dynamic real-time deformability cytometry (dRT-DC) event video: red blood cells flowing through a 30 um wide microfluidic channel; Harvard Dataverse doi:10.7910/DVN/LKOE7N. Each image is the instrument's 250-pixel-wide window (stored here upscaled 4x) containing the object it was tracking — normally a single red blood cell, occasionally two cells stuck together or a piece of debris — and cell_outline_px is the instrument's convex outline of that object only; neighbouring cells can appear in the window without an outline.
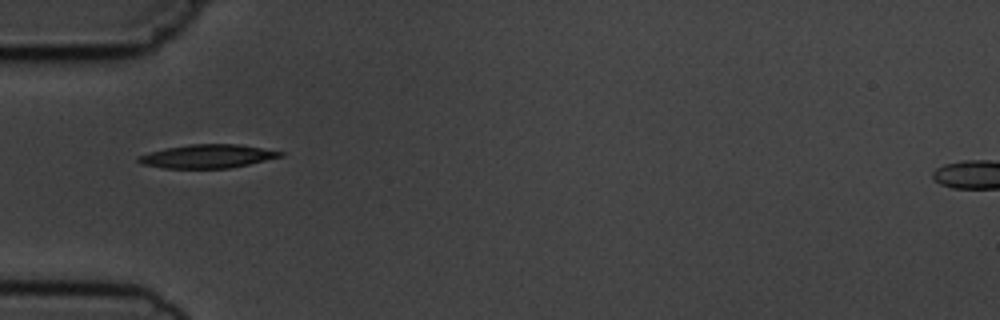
{"species": "common noctule bat (a hibernating species)", "species_latin": "Nyctalus noctula", "temperature_condition": "cold", "stored_images_in_passage": 3, "camera_frame_rate_fps": 3000, "um_per_image_px": 0.085, "animal": {"sex": "male", "body_mass_g": 19.5, "forearm_length_mm": 54.6}, "frame": {"image": 1, "passage_image": 1, "time_ms": 0.0, "image_size_px": [1000, 320], "cell_outline_px": [[284, 156], [248, 164], [228, 168], [164, 168], [140, 164], [136, 160], [136, 156], [164, 148], [188, 144], [240, 144], [284, 152]], "centroid_in_image_um": [17.59, 13.28], "position_along_channel_um": 67.4, "area_um2": 19.54}}
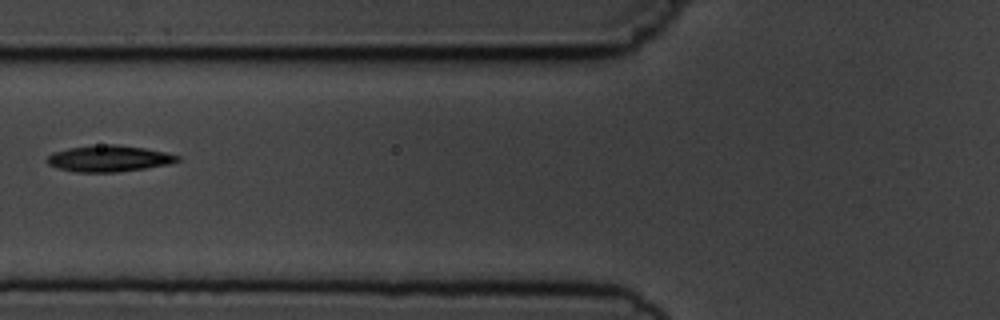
{"frame": {"image": 2, "passage_image": 2, "time_ms": 1.333, "image_size_px": [1000, 320], "cell_outline_px": [[180, 160], [168, 164], [144, 168], [116, 172], [76, 172], [56, 168], [48, 164], [44, 160], [52, 152], [68, 148], [108, 144], [116, 144], [144, 148], [164, 152], [180, 156]], "centroid_in_image_um": [9.21, 13.48], "position_along_channel_um": 116.6, "area_um2": 19.88}}
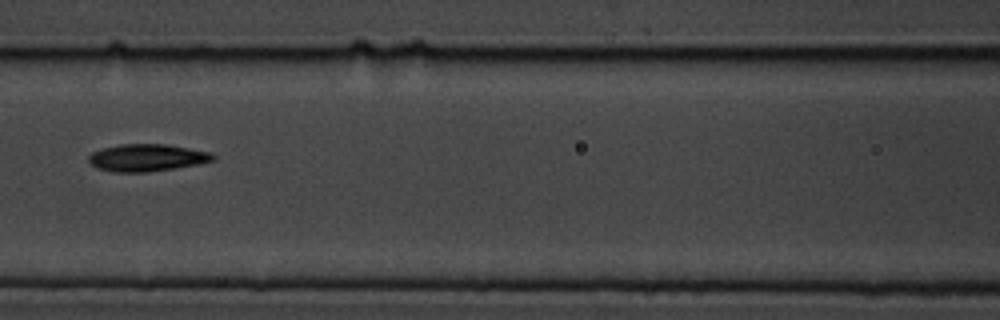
{"frame": {"image": 3, "passage_image": 3, "time_ms": 2.333, "image_size_px": [1000, 320], "cell_outline_px": [[216, 160], [176, 168], [148, 172], [112, 172], [96, 168], [88, 164], [88, 156], [92, 152], [100, 148], [120, 144], [164, 144], [188, 148], [208, 152], [216, 156]], "centroid_in_image_um": [12.42, 13.41], "position_along_channel_um": 154.2, "area_um2": 19.88}}